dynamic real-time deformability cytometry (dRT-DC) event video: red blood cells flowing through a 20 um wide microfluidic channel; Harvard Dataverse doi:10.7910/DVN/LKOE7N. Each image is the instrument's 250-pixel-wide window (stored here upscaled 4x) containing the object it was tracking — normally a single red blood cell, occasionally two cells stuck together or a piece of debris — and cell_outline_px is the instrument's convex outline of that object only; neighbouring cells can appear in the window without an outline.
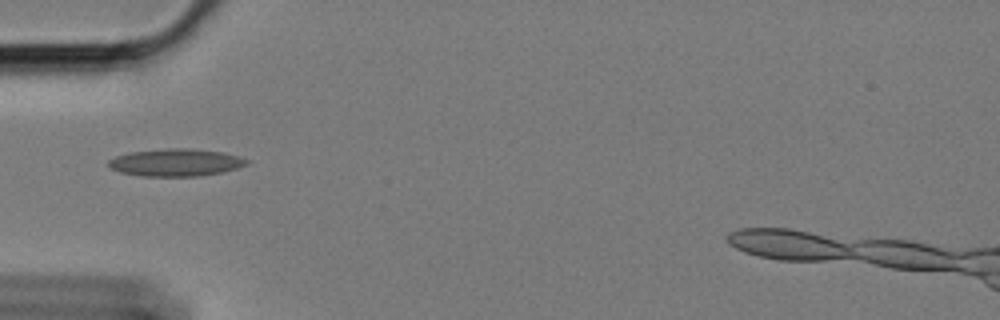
{"species": "Egyptian fruit bat (a non-hibernating species)", "species_latin": "Rousettus aegyptiacus", "temperature_condition": "cold", "stored_images_in_passage": 35, "camera_frame_rate_fps": 3000, "um_per_image_px": 0.085, "animal": {"sex": "female"}, "frame": {"image": 1, "passage_image": 1, "time_ms": 0.0, "image_size_px": [1000, 320], "cell_outline_px": [[252, 160], [248, 164], [224, 172], [200, 176], [140, 176], [120, 172], [112, 168], [108, 164], [108, 160], [116, 156], [128, 152], [168, 148], [188, 148], [224, 152], [240, 156]], "centroid_in_image_um": [14.99, 13.81], "position_along_channel_um": 70.0, "area_um2": 22.31}}
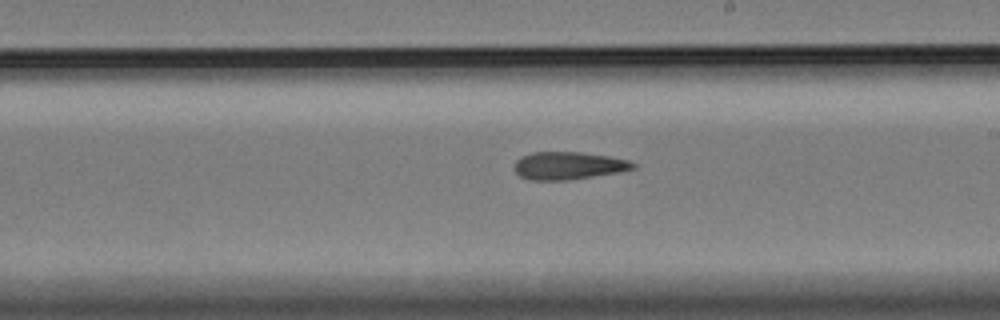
{"frame": {"image": 2, "passage_image": 16, "time_ms": 5.0, "image_size_px": [1000, 320], "cell_outline_px": [[640, 164], [636, 168], [620, 172], [568, 180], [532, 180], [520, 176], [512, 168], [516, 160], [520, 156], [532, 152], [580, 152], [608, 156], [628, 160]], "centroid_in_image_um": [48.32, 14.08], "position_along_channel_um": 240.7, "area_um2": 19.36}}
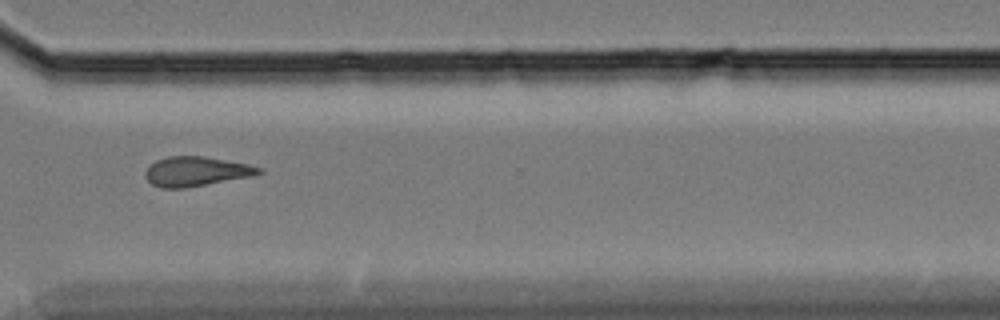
{"frame": {"image": 3, "passage_image": 26, "time_ms": 8.333, "image_size_px": [1000, 320], "cell_outline_px": [[264, 172], [252, 176], [184, 188], [160, 188], [152, 184], [144, 176], [144, 172], [156, 160], [168, 156], [204, 156], [248, 164], [264, 168]], "centroid_in_image_um": [16.68, 14.57], "position_along_channel_um": 353.9, "area_um2": 19.54}}